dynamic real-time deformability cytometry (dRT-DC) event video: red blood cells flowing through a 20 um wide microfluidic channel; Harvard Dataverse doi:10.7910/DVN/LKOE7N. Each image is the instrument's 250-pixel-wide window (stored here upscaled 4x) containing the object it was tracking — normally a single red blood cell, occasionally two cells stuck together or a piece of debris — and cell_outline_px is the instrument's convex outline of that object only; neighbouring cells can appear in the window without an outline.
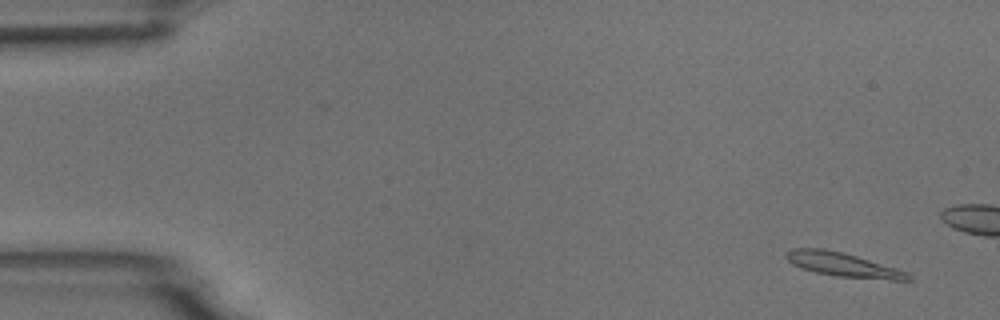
{"species": "common noctule bat (a hibernating species)", "species_latin": "Nyctalus noctula", "temperature_condition": "room temperature", "stored_images_in_passage": 6, "camera_frame_rate_fps": 3000, "um_per_image_px": 0.085, "animal": {"sex": "male", "body_mass_g": 18.8}, "frame": {"image": 1, "passage_image": 2, "time_ms": 1.0, "image_size_px": [1000, 320], "cell_outline_px": [[912, 280], [892, 280], [836, 276], [816, 272], [800, 268], [792, 264], [784, 256], [784, 252], [792, 248], [824, 248], [844, 252], [896, 268], [908, 272], [912, 276]], "centroid_in_image_um": [71.63, 22.48], "position_along_channel_um": 13.4, "area_um2": 17.22}}